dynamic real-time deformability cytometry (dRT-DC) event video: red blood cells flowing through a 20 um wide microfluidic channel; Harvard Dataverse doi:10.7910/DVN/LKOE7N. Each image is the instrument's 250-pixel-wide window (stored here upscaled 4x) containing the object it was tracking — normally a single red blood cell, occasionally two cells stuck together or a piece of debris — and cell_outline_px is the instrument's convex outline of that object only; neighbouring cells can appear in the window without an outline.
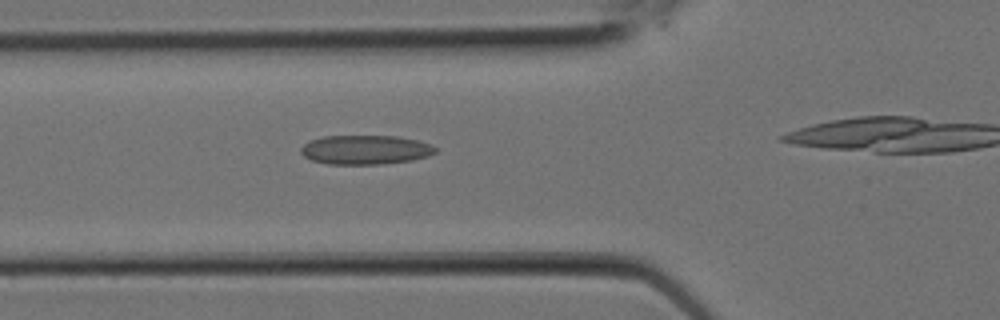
{"species": "Egyptian fruit bat (a non-hibernating species)", "species_latin": "Rousettus aegyptiacus", "temperature_condition": "room temperature", "stored_images_in_passage": 6, "camera_frame_rate_fps": 3000, "um_per_image_px": 0.085, "animal": {"sex": "female"}, "frame": {"image": 1, "passage_image": 5, "time_ms": 1.333, "image_size_px": [1000, 320], "cell_outline_px": [[436, 152], [428, 156], [412, 160], [380, 164], [328, 164], [312, 160], [304, 156], [300, 152], [300, 148], [308, 140], [324, 136], [396, 136], [416, 140], [432, 144], [436, 148]], "centroid_in_image_um": [31.04, 12.73], "position_along_channel_um": 94.8, "area_um2": 22.95}}